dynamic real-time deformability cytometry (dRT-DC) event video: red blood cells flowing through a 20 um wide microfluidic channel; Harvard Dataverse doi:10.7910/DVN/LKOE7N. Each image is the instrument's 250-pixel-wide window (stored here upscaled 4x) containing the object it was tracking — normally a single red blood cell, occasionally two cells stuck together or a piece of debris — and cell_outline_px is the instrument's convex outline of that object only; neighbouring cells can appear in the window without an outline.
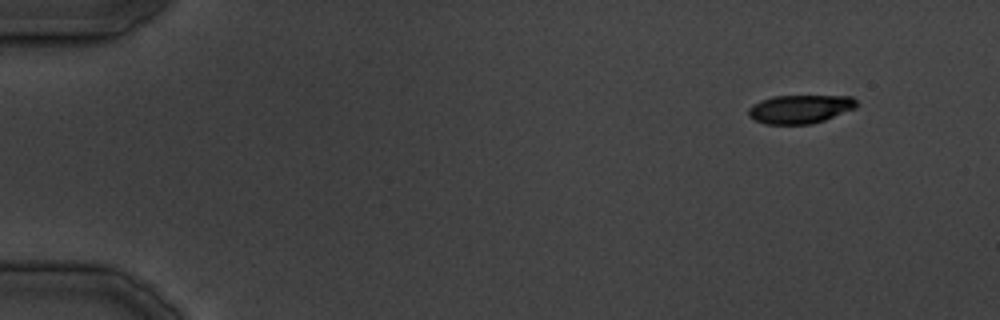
{"species": "common noctule bat (a hibernating species)", "species_latin": "Nyctalus noctula", "temperature_condition": "cold", "stored_images_in_passage": 16, "camera_frame_rate_fps": 3000, "um_per_image_px": 0.085, "animal": {"sex": "male", "body_mass_g": 19.5, "forearm_length_mm": 54.6}, "frame": {"image": 1, "passage_image": 1, "time_ms": 0.0, "image_size_px": [1000, 320], "cell_outline_px": [[856, 108], [824, 120], [812, 124], [764, 124], [748, 116], [748, 108], [752, 104], [760, 100], [772, 96], [852, 96], [856, 100]], "centroid_in_image_um": [67.98, 9.27], "position_along_channel_um": 17.0, "area_um2": 18.03}}